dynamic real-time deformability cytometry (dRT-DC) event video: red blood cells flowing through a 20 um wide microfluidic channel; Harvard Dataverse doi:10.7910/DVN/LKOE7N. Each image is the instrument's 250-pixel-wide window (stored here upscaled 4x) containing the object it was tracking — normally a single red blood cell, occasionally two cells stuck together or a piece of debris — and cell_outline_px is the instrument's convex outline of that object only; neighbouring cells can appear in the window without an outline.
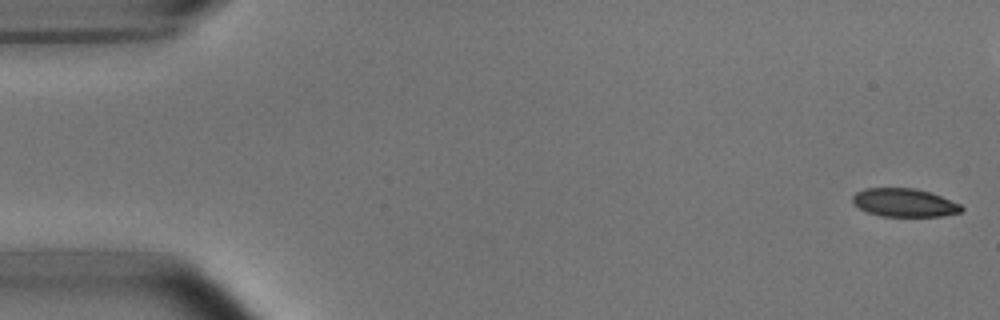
{"species": "common noctule bat (a hibernating species)", "species_latin": "Nyctalus noctula", "temperature_condition": "room temperature", "stored_images_in_passage": 21, "camera_frame_rate_fps": 3000, "um_per_image_px": 0.085, "animal": {"sex": "male", "body_mass_g": 15.6}, "frame": {"image": 1, "passage_image": 1, "time_ms": 0.0, "image_size_px": [1000, 320], "cell_outline_px": [[964, 208], [960, 212], [940, 216], [880, 216], [868, 212], [860, 208], [852, 200], [852, 196], [856, 192], [864, 188], [916, 188], [940, 196], [960, 204]], "centroid_in_image_um": [76.85, 17.22], "position_along_channel_um": 8.2, "area_um2": 17.74}}
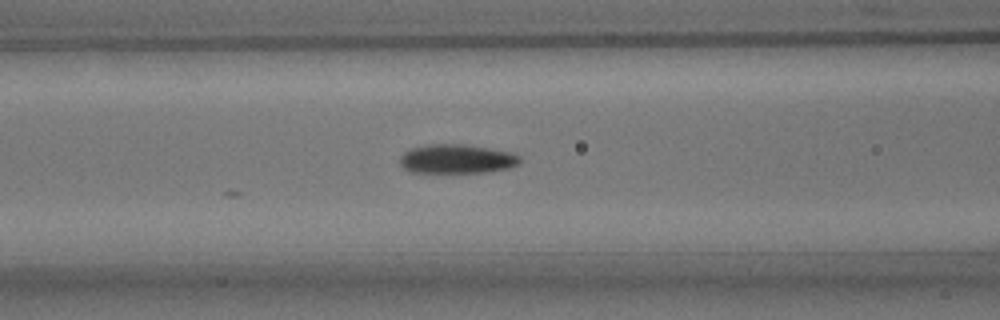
{"frame": {"image": 2, "passage_image": 21, "time_ms": 6.667, "image_size_px": [1000, 320], "cell_outline_px": [[520, 164], [508, 168], [488, 172], [408, 172], [400, 164], [400, 156], [408, 148], [428, 144], [464, 144], [512, 152], [520, 156]], "centroid_in_image_um": [38.81, 13.5], "position_along_channel_um": 127.8, "area_um2": 20.52}}